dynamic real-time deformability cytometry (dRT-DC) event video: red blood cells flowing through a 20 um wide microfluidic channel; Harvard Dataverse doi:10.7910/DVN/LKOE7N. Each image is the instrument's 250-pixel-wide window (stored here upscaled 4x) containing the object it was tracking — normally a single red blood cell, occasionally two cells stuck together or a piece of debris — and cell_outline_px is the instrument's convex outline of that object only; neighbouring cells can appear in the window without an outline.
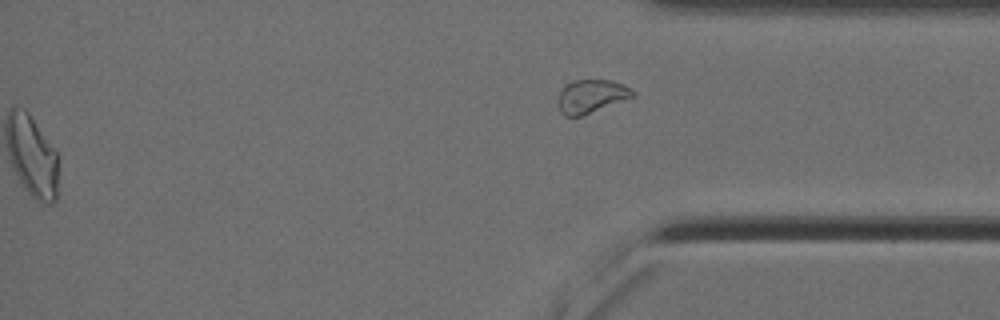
{"species": "Egyptian fruit bat (a non-hibernating species)", "species_latin": "Rousettus aegyptiacus", "temperature_condition": "cold", "stored_images_in_passage": 43, "segment_of_instrument_passage": [2, 2], "camera_frame_rate_fps": 3000, "um_per_image_px": 0.085, "animal": {"sex": "female"}, "frame": {"image": 1, "passage_image": 43, "time_ms": 14.0, "image_size_px": [1000, 320], "cell_outline_px": [[636, 96], [580, 116], [564, 116], [560, 112], [556, 100], [564, 84], [572, 80], [612, 80], [624, 84], [632, 88], [636, 92]], "centroid_in_image_um": [50.25, 8.16], "position_along_channel_um": 384.9, "area_um2": 14.8}}